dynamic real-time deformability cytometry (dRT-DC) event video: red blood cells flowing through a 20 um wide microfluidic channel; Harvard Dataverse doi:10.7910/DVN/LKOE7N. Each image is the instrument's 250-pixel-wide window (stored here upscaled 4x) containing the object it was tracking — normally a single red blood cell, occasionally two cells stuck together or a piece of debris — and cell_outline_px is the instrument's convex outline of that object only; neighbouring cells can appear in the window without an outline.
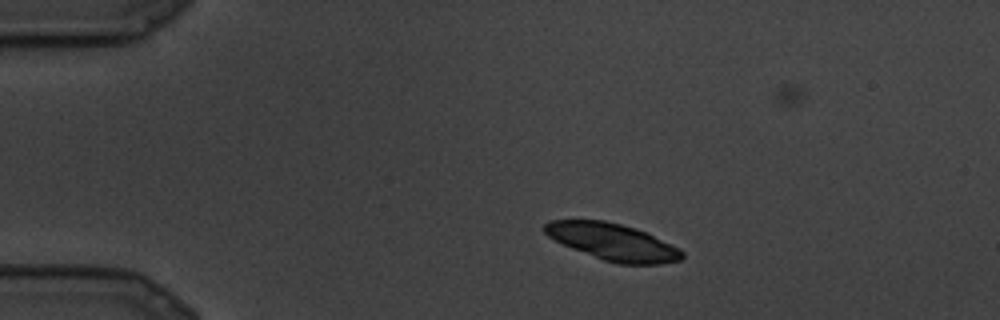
{"species": "common noctule bat (a hibernating species)", "species_latin": "Nyctalus noctula", "temperature_condition": "cold", "stored_images_in_passage": 5, "camera_frame_rate_fps": 3000, "um_per_image_px": 0.085, "animal": {"sex": "male", "body_mass_g": 19.5, "forearm_length_mm": 54.6}, "frame": {"image": 1, "passage_image": 1, "time_ms": 0.0, "image_size_px": [1000, 320], "cell_outline_px": [[684, 256], [680, 260], [660, 264], [616, 264], [604, 260], [572, 248], [548, 236], [544, 232], [544, 224], [548, 220], [604, 220], [636, 228], [648, 232], [680, 248], [684, 252]], "centroid_in_image_um": [52.13, 20.56], "position_along_channel_um": 32.9, "area_um2": 29.54}}